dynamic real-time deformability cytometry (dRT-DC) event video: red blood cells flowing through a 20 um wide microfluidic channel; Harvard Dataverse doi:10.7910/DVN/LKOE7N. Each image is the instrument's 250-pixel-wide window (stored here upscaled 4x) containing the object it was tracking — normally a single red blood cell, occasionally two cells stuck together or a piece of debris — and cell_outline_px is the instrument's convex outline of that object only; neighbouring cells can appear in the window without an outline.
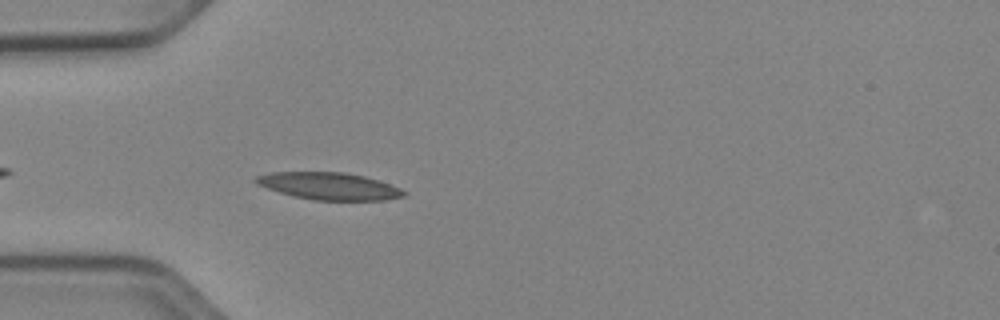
{"species": "Egyptian fruit bat (a non-hibernating species)", "species_latin": "Rousettus aegyptiacus", "temperature_condition": "cold", "stored_images_in_passage": 7, "camera_frame_rate_fps": 3000, "um_per_image_px": 0.085, "animal": {"sex": "female"}, "frame": {"image": 1, "passage_image": 4, "time_ms": 1.0, "image_size_px": [1000, 320], "cell_outline_px": [[408, 192], [404, 196], [384, 200], [312, 200], [292, 196], [256, 184], [252, 180], [256, 176], [272, 172], [344, 172], [364, 176], [380, 180], [400, 188]], "centroid_in_image_um": [27.98, 15.81], "position_along_channel_um": 57.0, "area_um2": 23.52}}